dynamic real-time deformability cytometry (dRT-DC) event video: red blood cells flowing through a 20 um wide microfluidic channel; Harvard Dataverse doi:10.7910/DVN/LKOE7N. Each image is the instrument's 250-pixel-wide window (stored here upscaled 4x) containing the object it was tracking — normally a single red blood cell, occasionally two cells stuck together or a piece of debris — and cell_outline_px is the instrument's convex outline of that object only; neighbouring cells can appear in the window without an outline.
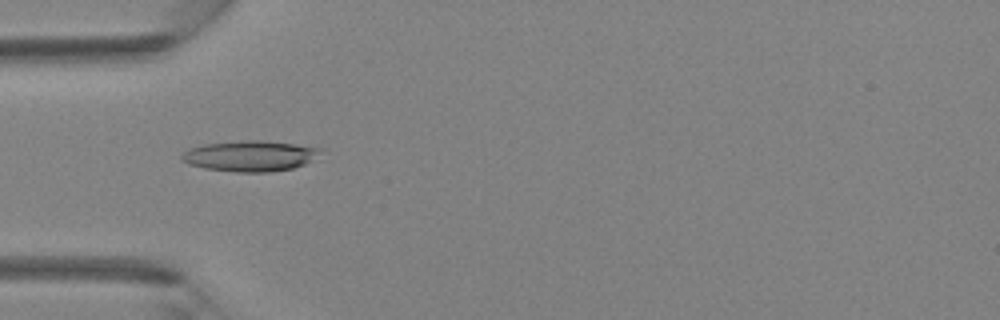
{"species": "Egyptian fruit bat (a non-hibernating species)", "species_latin": "Rousettus aegyptiacus", "temperature_condition": "room temperature", "stored_images_in_passage": 34, "camera_frame_rate_fps": 3000, "um_per_image_px": 0.085, "animal": {"sex": "female"}, "frame": {"image": 1, "passage_image": 5, "time_ms": 1.333, "image_size_px": [1000, 320], "cell_outline_px": [[320, 148], [304, 164], [292, 168], [268, 172], [236, 172], [204, 168], [188, 164], [180, 160], [180, 156], [188, 148], [204, 144], [248, 140], [260, 140], [296, 144]], "centroid_in_image_um": [21.12, 13.26], "position_along_channel_um": 63.9, "area_um2": 24.33}}
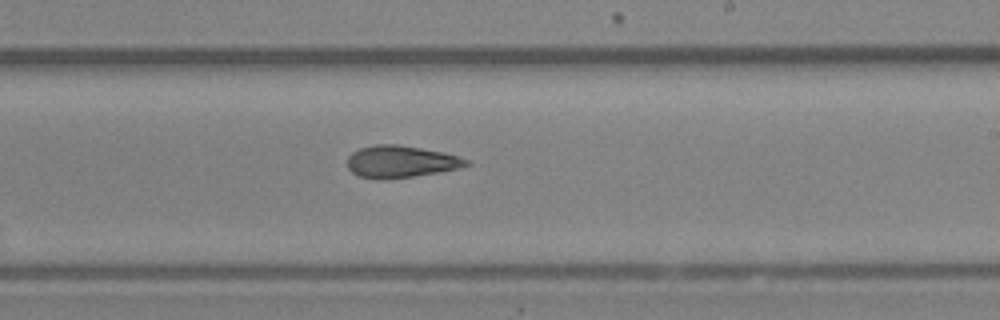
{"frame": {"image": 2, "passage_image": 17, "time_ms": 5.333, "image_size_px": [1000, 320], "cell_outline_px": [[472, 164], [460, 168], [440, 172], [412, 176], [376, 180], [360, 176], [352, 172], [348, 168], [348, 156], [352, 152], [360, 148], [376, 144], [396, 144], [444, 152], [468, 160]], "centroid_in_image_um": [34.06, 13.74], "position_along_channel_um": 254.9, "area_um2": 22.14}}
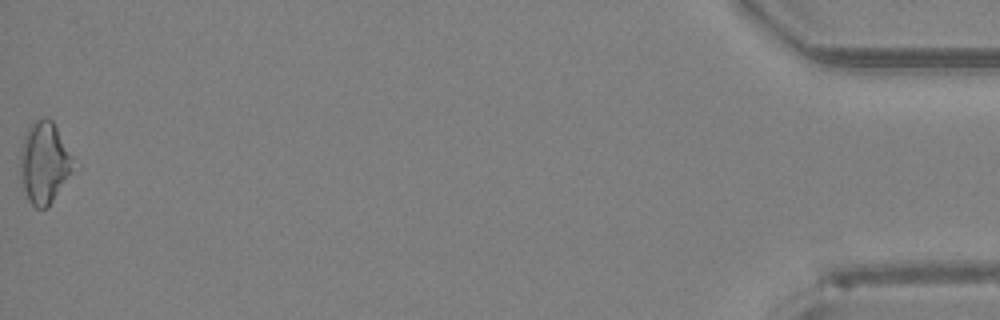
{"frame": {"image": 3, "passage_image": 34, "time_ms": 11.0, "image_size_px": [1000, 320], "cell_outline_px": [[80, 168], [48, 208], [36, 208], [28, 200], [24, 188], [20, 172], [20, 152], [24, 136], [28, 128], [36, 120], [44, 116], [52, 120]], "centroid_in_image_um": [3.86, 13.87], "position_along_channel_um": 431.3, "area_um2": 26.18}}